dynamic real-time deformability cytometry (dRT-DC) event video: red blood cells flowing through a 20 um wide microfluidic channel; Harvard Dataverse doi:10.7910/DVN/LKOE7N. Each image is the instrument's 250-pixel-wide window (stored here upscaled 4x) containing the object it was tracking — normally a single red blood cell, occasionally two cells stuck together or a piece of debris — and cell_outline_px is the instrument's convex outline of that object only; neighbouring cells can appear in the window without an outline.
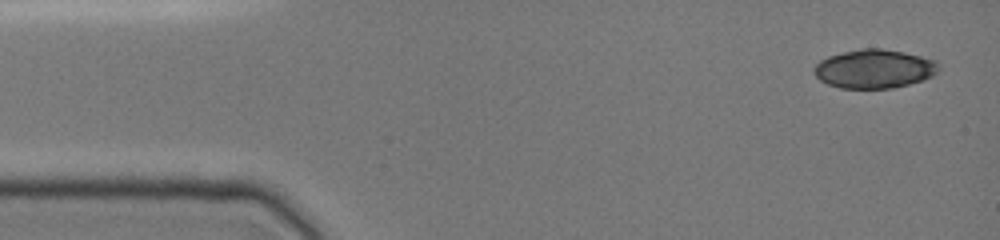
{"species": "common noctule bat (a hibernating species)", "species_latin": "Nyctalus noctula", "temperature_condition": "cold", "stored_images_in_passage": 20, "camera_frame_rate_fps": 3000, "um_per_image_px": 0.085, "animal": {"sex": "female", "body_mass_g": 19.0, "forearm_length_mm": 51.5}, "frame": {"image": 1, "passage_image": 1, "time_ms": 0.0, "image_size_px": [1000, 240], "cell_outline_px": [[940, 68], [932, 76], [924, 80], [892, 88], [840, 88], [828, 84], [820, 80], [812, 72], [812, 68], [820, 60], [828, 56], [860, 48], [880, 48], [904, 52], [936, 60], [940, 64]], "centroid_in_image_um": [74.31, 5.85], "position_along_channel_um": 10.7, "area_um2": 28.32}}